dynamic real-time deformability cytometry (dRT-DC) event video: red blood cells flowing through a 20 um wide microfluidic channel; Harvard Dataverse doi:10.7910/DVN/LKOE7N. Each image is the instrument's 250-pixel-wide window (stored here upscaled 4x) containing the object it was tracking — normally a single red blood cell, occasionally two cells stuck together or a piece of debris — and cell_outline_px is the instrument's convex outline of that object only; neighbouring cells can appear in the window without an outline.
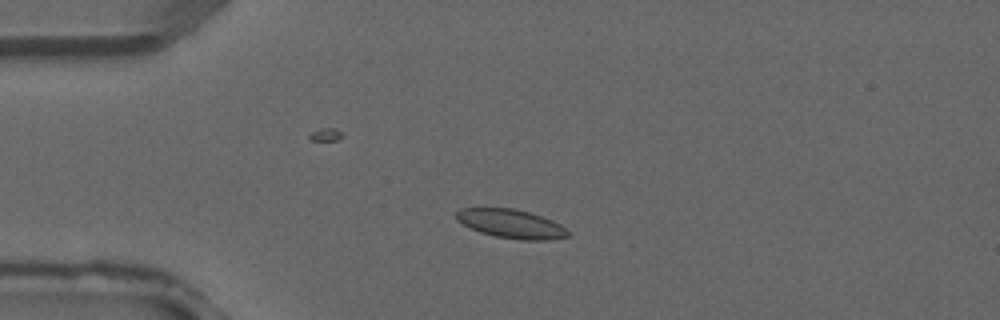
{"species": "common noctule bat (a hibernating species)", "species_latin": "Nyctalus noctula", "temperature_condition": "warm", "stored_images_in_passage": 4, "camera_frame_rate_fps": 3000, "um_per_image_px": 0.085, "animal": {"sex": "male", "forearm_length_mm": 52.5}, "frame": {"image": 1, "passage_image": 3, "time_ms": 0.667, "image_size_px": [1000, 320], "cell_outline_px": [[568, 236], [548, 240], [520, 240], [496, 236], [480, 232], [456, 220], [456, 212], [460, 208], [516, 208], [552, 220], [560, 224], [568, 232]], "centroid_in_image_um": [43.43, 19.01], "position_along_channel_um": 41.6, "area_um2": 18.55}}